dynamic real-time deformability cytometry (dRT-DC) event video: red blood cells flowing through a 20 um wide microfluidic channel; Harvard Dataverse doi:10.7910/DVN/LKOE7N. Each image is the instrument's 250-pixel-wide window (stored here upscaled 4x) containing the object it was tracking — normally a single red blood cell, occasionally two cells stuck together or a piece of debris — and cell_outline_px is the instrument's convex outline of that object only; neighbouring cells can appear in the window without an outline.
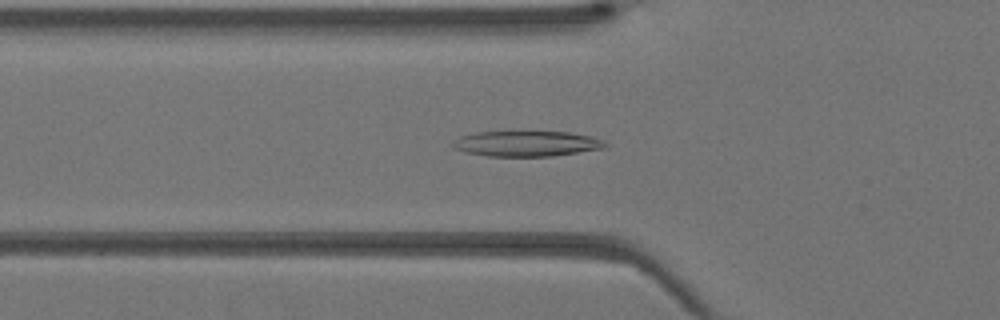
{"species": "Egyptian fruit bat (a non-hibernating species)", "species_latin": "Rousettus aegyptiacus", "temperature_condition": "warm", "stored_images_in_passage": 41, "camera_frame_rate_fps": 3000, "um_per_image_px": 0.085, "animal": {"sex": "female"}, "frame": {"image": 1, "passage_image": 14, "time_ms": 4.333, "image_size_px": [1000, 320], "cell_outline_px": [[608, 144], [604, 148], [552, 156], [488, 156], [464, 152], [456, 148], [452, 144], [460, 136], [476, 132], [568, 132], [592, 136], [604, 140]], "centroid_in_image_um": [44.79, 12.21], "position_along_channel_um": 81.0, "area_um2": 22.43}}
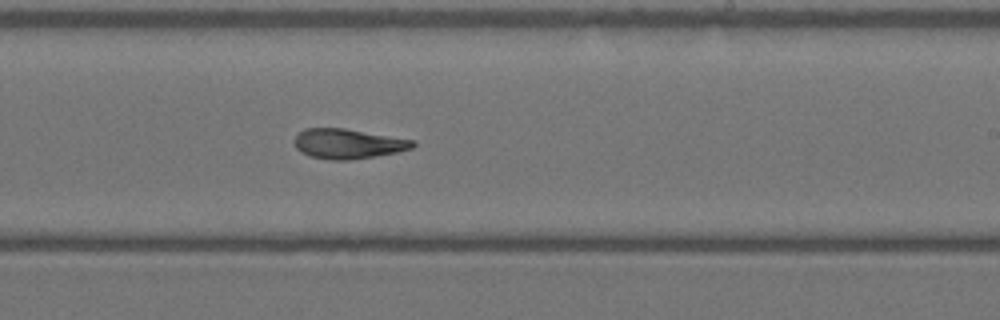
{"frame": {"image": 2, "passage_image": 25, "time_ms": 8.0, "image_size_px": [1000, 320], "cell_outline_px": [[416, 144], [412, 148], [396, 152], [376, 156], [348, 160], [328, 160], [308, 156], [300, 152], [296, 148], [292, 140], [304, 128], [344, 128], [416, 140]], "centroid_in_image_um": [29.55, 12.22], "position_along_channel_um": 259.4, "area_um2": 20.81}}
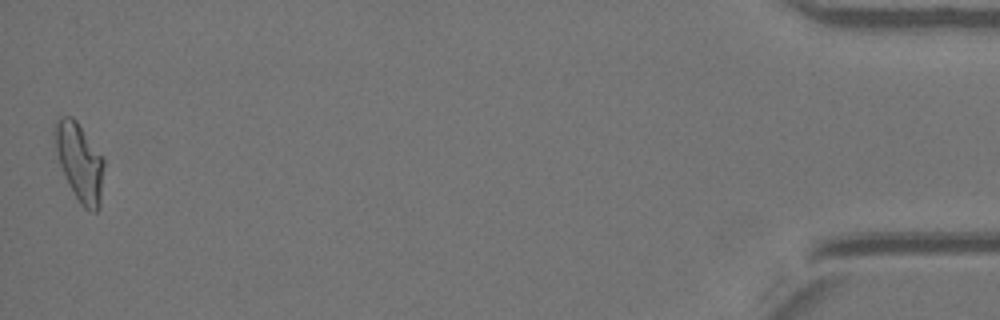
{"frame": {"image": 3, "passage_image": 41, "time_ms": 13.333, "image_size_px": [1000, 320], "cell_outline_px": [[104, 164], [100, 208], [96, 212], [92, 212], [84, 208], [80, 204], [68, 184], [60, 164], [56, 148], [56, 120], [60, 116], [72, 116], [76, 120], [104, 156]], "centroid_in_image_um": [6.81, 13.81], "position_along_channel_um": 428.4, "area_um2": 22.25}}